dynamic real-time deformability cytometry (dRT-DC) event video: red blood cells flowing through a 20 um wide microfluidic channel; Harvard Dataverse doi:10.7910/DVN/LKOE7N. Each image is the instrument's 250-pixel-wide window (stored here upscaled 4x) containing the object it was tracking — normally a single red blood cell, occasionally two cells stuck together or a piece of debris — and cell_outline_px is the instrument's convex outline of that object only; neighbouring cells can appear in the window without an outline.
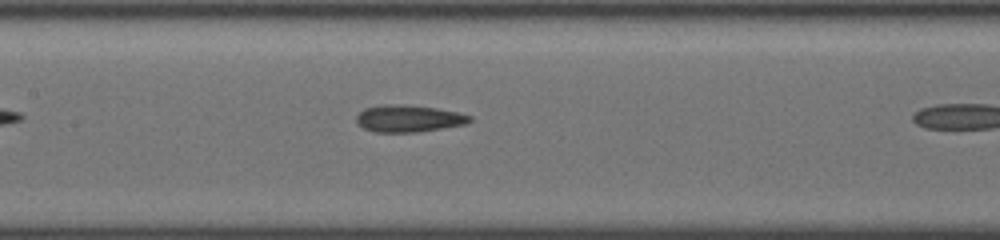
{"species": "common noctule bat (a hibernating species)", "species_latin": "Nyctalus noctula", "temperature_condition": "cold", "stored_images_in_passage": 9, "camera_frame_rate_fps": 3000, "um_per_image_px": 0.085, "animal": {"sex": "female", "body_mass_g": 19.5, "forearm_length_mm": 54.1}, "frame": {"image": 1, "passage_image": 8, "time_ms": 2.333, "image_size_px": [1000, 240], "cell_outline_px": [[472, 120], [464, 124], [416, 132], [376, 132], [364, 128], [356, 120], [356, 116], [364, 108], [380, 104], [404, 104], [436, 108], [456, 112], [472, 116]], "centroid_in_image_um": [34.7, 10.06], "position_along_channel_um": 172.7, "area_um2": 17.69}}